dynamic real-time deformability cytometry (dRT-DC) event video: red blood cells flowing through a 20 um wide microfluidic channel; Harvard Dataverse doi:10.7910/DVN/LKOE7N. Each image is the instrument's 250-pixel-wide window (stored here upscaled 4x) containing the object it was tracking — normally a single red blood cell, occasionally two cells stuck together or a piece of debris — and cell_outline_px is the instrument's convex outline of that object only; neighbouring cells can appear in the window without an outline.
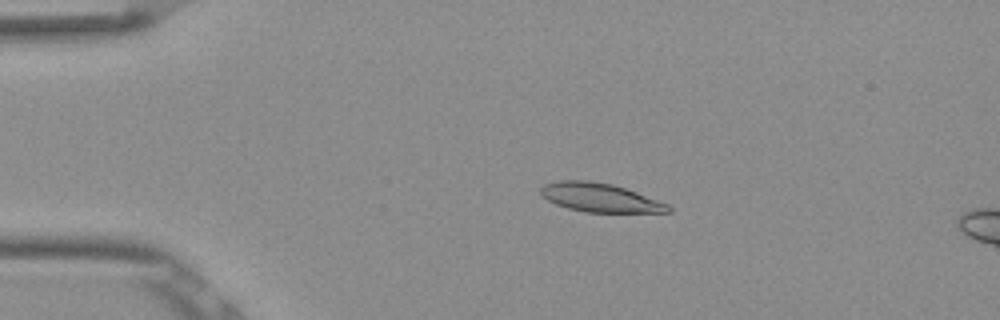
{"species": "Egyptian fruit bat (a non-hibernating species)", "species_latin": "Rousettus aegyptiacus", "temperature_condition": "room temperature", "stored_images_in_passage": 15, "camera_frame_rate_fps": 3000, "um_per_image_px": 0.085, "frame": {"image": 1, "passage_image": 11, "time_ms": 3.333, "image_size_px": [1000, 320], "cell_outline_px": [[672, 212], [584, 212], [568, 208], [556, 204], [548, 200], [540, 192], [540, 188], [544, 184], [560, 180], [588, 180], [612, 184], [636, 192], [668, 204], [672, 208]], "centroid_in_image_um": [50.99, 16.79], "position_along_channel_um": 34.0, "area_um2": 21.21}}